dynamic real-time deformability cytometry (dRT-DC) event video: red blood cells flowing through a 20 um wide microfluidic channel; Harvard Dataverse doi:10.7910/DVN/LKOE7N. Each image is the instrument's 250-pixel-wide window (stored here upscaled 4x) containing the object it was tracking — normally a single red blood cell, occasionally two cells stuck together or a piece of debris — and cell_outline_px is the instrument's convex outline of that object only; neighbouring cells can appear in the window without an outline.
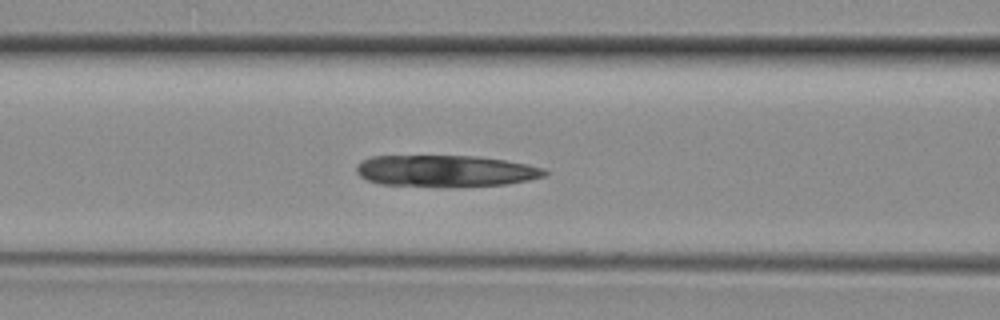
{"species": "common noctule bat (a hibernating species)", "species_latin": "Nyctalus noctula", "temperature_condition": "room temperature", "stored_images_in_passage": 24, "camera_frame_rate_fps": 3000, "um_per_image_px": 0.085, "animal": {"sex": "female", "body_mass_g": 29.2, "forearm_length_mm": 56.3}, "frame": {"image": 1, "passage_image": 4, "time_ms": 1.0, "image_size_px": [1000, 320], "cell_outline_px": [[548, 172], [544, 176], [528, 180], [508, 184], [456, 188], [380, 184], [368, 180], [360, 176], [356, 172], [356, 164], [360, 160], [372, 156], [476, 156], [504, 160], [528, 164], [544, 168]], "centroid_in_image_um": [37.86, 14.55], "position_along_channel_um": 128.7, "area_um2": 35.26}}
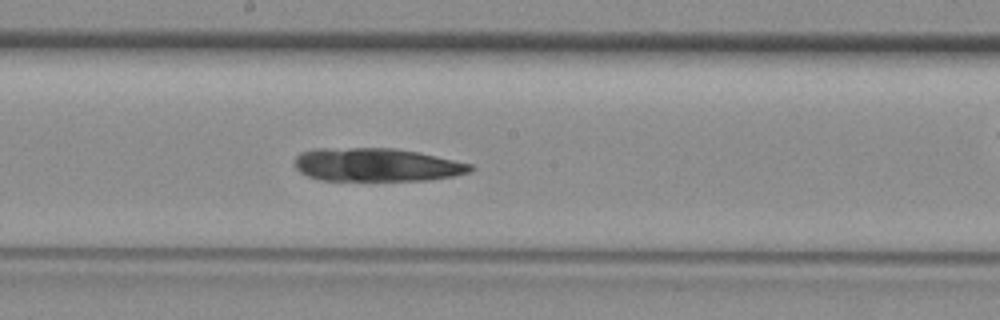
{"frame": {"image": 2, "passage_image": 9, "time_ms": 2.667, "image_size_px": [1000, 320], "cell_outline_px": [[476, 168], [468, 172], [452, 176], [428, 180], [320, 180], [308, 176], [300, 172], [296, 168], [296, 156], [300, 152], [316, 148], [392, 148], [416, 152], [472, 164]], "centroid_in_image_um": [31.98, 14.0], "position_along_channel_um": 216.2, "area_um2": 33.87}}
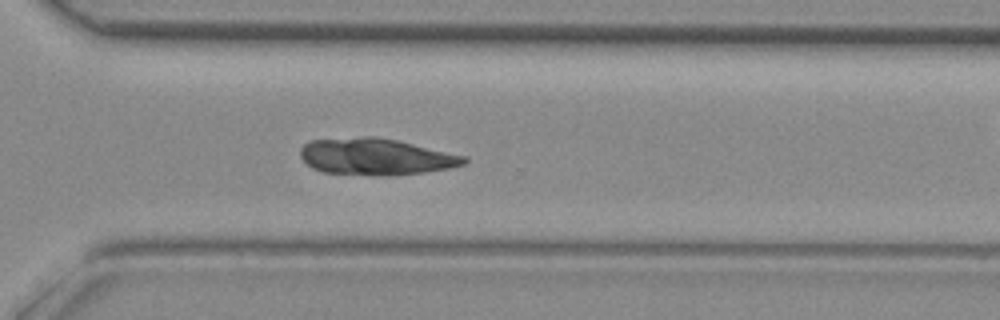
{"frame": {"image": 3, "passage_image": 16, "time_ms": 5.0, "image_size_px": [1000, 320], "cell_outline_px": [[468, 160], [464, 164], [448, 168], [424, 172], [388, 176], [324, 172], [312, 168], [300, 156], [300, 148], [308, 140], [364, 136], [376, 136], [396, 140], [468, 156]], "centroid_in_image_um": [31.94, 13.3], "position_along_channel_um": 338.7, "area_um2": 34.97}}